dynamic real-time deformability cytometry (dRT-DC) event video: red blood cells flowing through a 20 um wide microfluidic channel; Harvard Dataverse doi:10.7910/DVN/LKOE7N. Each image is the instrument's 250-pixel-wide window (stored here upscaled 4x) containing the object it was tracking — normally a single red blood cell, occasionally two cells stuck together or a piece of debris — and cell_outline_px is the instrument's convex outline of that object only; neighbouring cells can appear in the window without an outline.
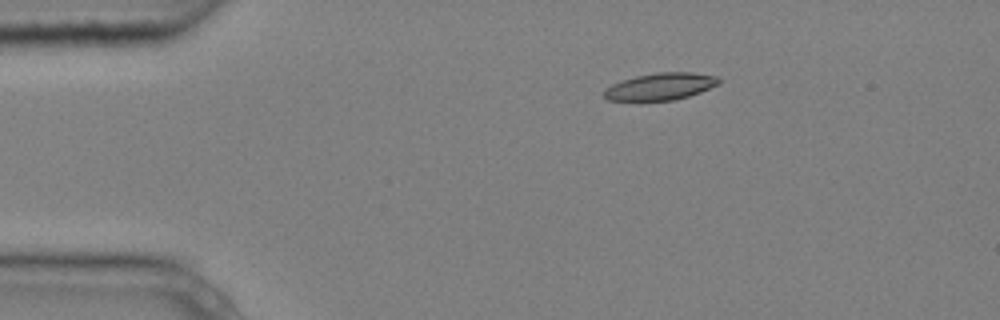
{"species": "common noctule bat (a hibernating species)", "species_latin": "Nyctalus noctula", "temperature_condition": "cold", "stored_images_in_passage": 7, "camera_frame_rate_fps": 3000, "um_per_image_px": 0.085, "animal": {"sex": "male", "body_mass_g": 20.4}, "frame": {"image": 1, "passage_image": 1, "time_ms": 0.0, "image_size_px": [1000, 320], "cell_outline_px": [[720, 84], [700, 92], [676, 100], [608, 100], [604, 96], [604, 88], [612, 84], [636, 76], [656, 72], [692, 72], [720, 76]], "centroid_in_image_um": [56.19, 7.34], "position_along_channel_um": 28.8, "area_um2": 18.09}}
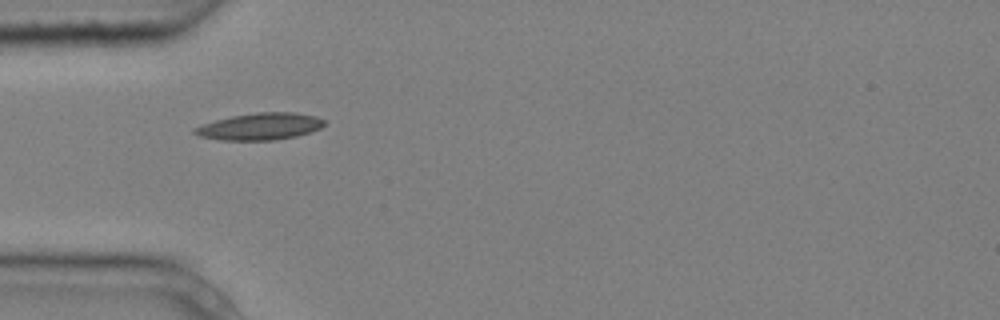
{"frame": {"image": 2, "passage_image": 3, "time_ms": 0.667, "image_size_px": [1000, 320], "cell_outline_px": [[324, 124], [320, 128], [312, 132], [296, 136], [272, 140], [220, 140], [200, 136], [192, 132], [192, 128], [200, 124], [232, 116], [256, 112], [296, 112], [316, 116], [324, 120]], "centroid_in_image_um": [22.08, 10.74], "position_along_channel_um": 62.9, "area_um2": 20.4}}
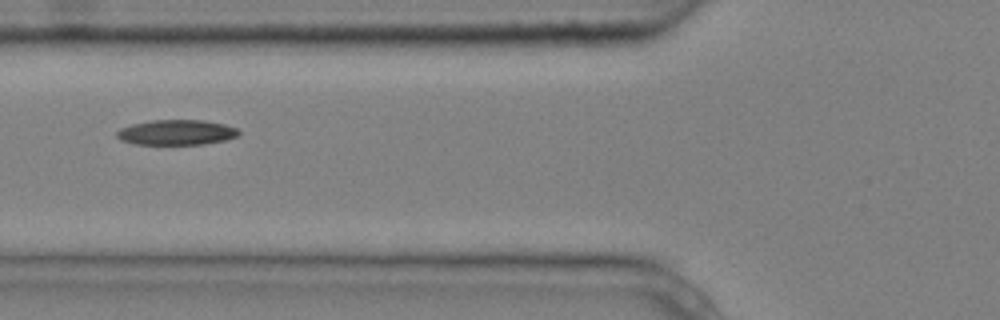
{"frame": {"image": 3, "passage_image": 4, "time_ms": 1.0, "image_size_px": [1000, 320], "cell_outline_px": [[240, 132], [236, 136], [224, 140], [204, 144], [132, 144], [120, 140], [116, 136], [116, 132], [120, 128], [132, 124], [152, 120], [204, 120], [224, 124], [236, 128]], "centroid_in_image_um": [14.96, 11.25], "position_along_channel_um": 110.8, "area_um2": 17.86}}